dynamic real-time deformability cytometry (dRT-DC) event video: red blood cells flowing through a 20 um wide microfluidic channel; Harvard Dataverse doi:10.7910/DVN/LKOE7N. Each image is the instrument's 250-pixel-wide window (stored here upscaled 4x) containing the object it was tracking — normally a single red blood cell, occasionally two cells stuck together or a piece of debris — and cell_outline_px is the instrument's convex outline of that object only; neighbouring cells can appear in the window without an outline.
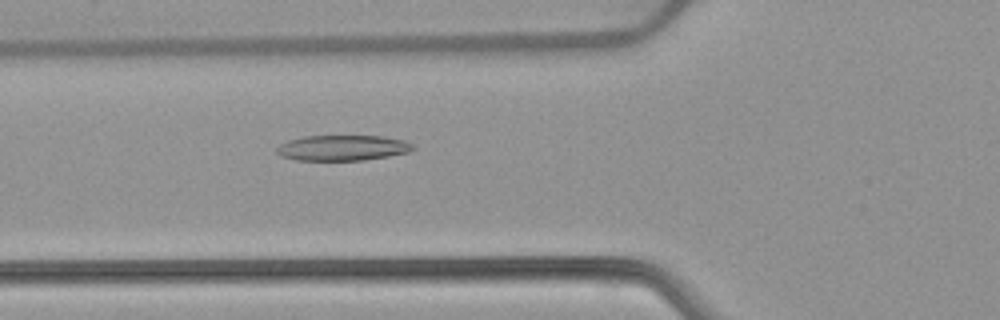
{"species": "common noctule bat (a hibernating species)", "species_latin": "Nyctalus noctula", "temperature_condition": "warm", "stored_images_in_passage": 52, "camera_frame_rate_fps": 3000, "um_per_image_px": 0.085, "animal": {"sex": "female", "body_mass_g": 22.7, "forearm_length_mm": 54.2}, "frame": {"image": 1, "passage_image": 19, "time_ms": 6.0, "image_size_px": [1000, 320], "cell_outline_px": [[416, 148], [408, 152], [388, 156], [364, 160], [296, 160], [280, 156], [276, 152], [276, 148], [280, 144], [288, 140], [304, 136], [384, 136], [404, 140], [412, 144]], "centroid_in_image_um": [29.1, 12.56], "position_along_channel_um": 96.7, "area_um2": 20.29}}
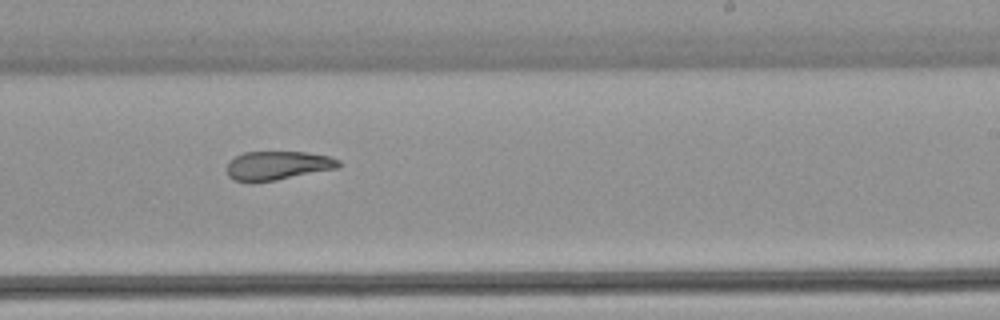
{"frame": {"image": 2, "passage_image": 32, "time_ms": 10.333, "image_size_px": [1000, 320], "cell_outline_px": [[340, 168], [276, 180], [252, 184], [232, 180], [228, 176], [228, 160], [244, 152], [308, 152], [328, 156], [340, 160]], "centroid_in_image_um": [23.58, 14.09], "position_along_channel_um": 265.4, "area_um2": 19.19}}
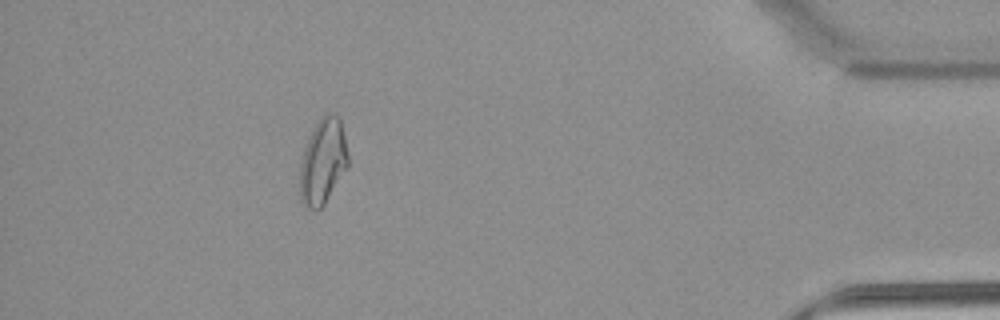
{"frame": {"image": 3, "passage_image": 47, "time_ms": 15.333, "image_size_px": [1000, 320], "cell_outline_px": [[348, 164], [324, 204], [316, 212], [308, 208], [300, 200], [300, 164], [304, 148], [320, 116], [324, 112], [332, 112], [340, 116], [348, 152]], "centroid_in_image_um": [27.44, 13.69], "position_along_channel_um": 407.8, "area_um2": 23.99}, "authors_computed_cell_mechanics": {"area_um2": 22.2819, "velocity_mm_per_s": 3.8906, "shape_relaxation_time_tau1_ms": null, "shape_relaxation_time_tau2_ms": 2.4765, "deformation_change_tau1": null, "deformation_change_tau2": 0.1005}}